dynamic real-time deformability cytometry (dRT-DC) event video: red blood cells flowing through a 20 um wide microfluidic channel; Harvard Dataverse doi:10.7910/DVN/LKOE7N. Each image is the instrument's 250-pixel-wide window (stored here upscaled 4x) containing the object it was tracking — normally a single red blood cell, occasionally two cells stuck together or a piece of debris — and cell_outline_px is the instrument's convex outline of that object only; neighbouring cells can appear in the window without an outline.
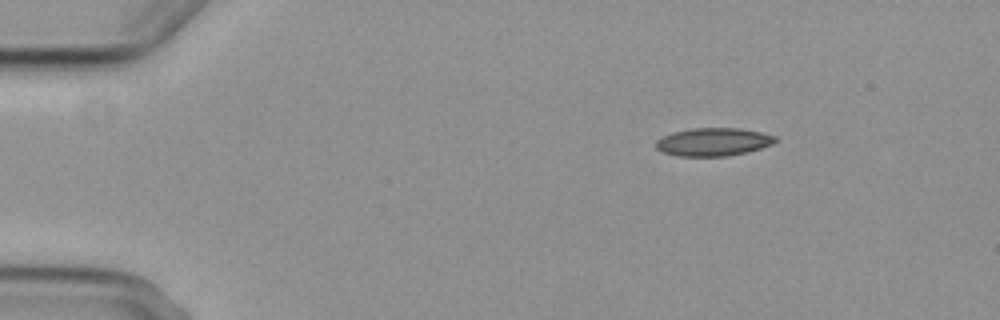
{"species": "common noctule bat (a hibernating species)", "species_latin": "Nyctalus noctula", "temperature_condition": "cold", "stored_images_in_passage": 5, "camera_frame_rate_fps": 3000, "um_per_image_px": 0.085, "animal": {"sex": "female", "body_mass_g": 29.2, "forearm_length_mm": 56.3}, "frame": {"image": 1, "passage_image": 1, "time_ms": 0.0, "image_size_px": [1000, 320], "cell_outline_px": [[776, 140], [772, 144], [760, 148], [728, 156], [676, 156], [664, 152], [656, 148], [656, 140], [672, 132], [692, 128], [740, 128], [760, 132], [776, 136]], "centroid_in_image_um": [60.61, 12.06], "position_along_channel_um": 24.4, "area_um2": 19.36}}
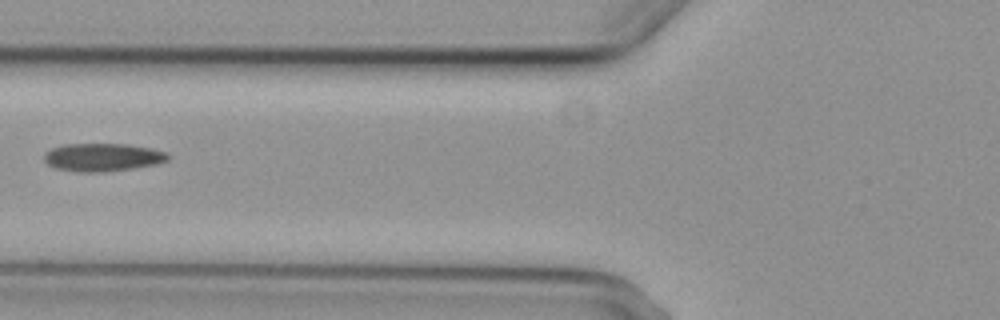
{"frame": {"image": 2, "passage_image": 4, "time_ms": 4.667, "image_size_px": [1000, 320], "cell_outline_px": [[168, 160], [156, 164], [132, 168], [104, 172], [76, 172], [56, 168], [48, 164], [44, 160], [44, 152], [52, 148], [64, 144], [128, 144], [152, 148], [164, 152], [168, 156]], "centroid_in_image_um": [8.69, 13.36], "position_along_channel_um": 117.1, "area_um2": 20.17}}
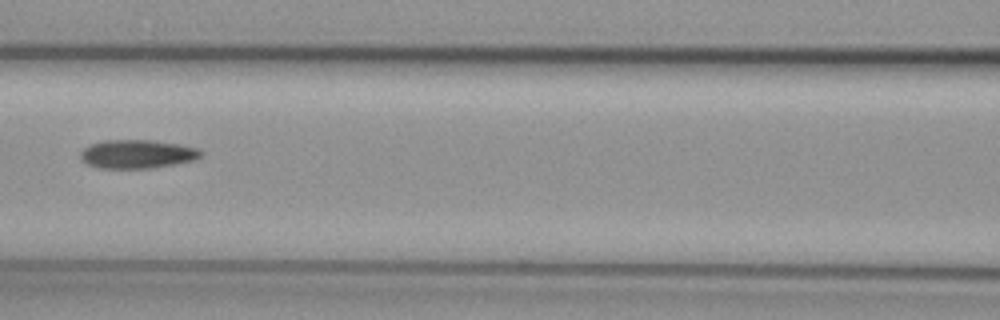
{"frame": {"image": 3, "passage_image": 5, "time_ms": 5.667, "image_size_px": [1000, 320], "cell_outline_px": [[204, 152], [196, 160], [176, 164], [152, 168], [100, 168], [88, 164], [80, 156], [80, 152], [84, 148], [92, 144], [104, 140], [152, 140], [180, 144], [200, 148]], "centroid_in_image_um": [11.73, 13.09], "position_along_channel_um": 154.9, "area_um2": 20.17}}